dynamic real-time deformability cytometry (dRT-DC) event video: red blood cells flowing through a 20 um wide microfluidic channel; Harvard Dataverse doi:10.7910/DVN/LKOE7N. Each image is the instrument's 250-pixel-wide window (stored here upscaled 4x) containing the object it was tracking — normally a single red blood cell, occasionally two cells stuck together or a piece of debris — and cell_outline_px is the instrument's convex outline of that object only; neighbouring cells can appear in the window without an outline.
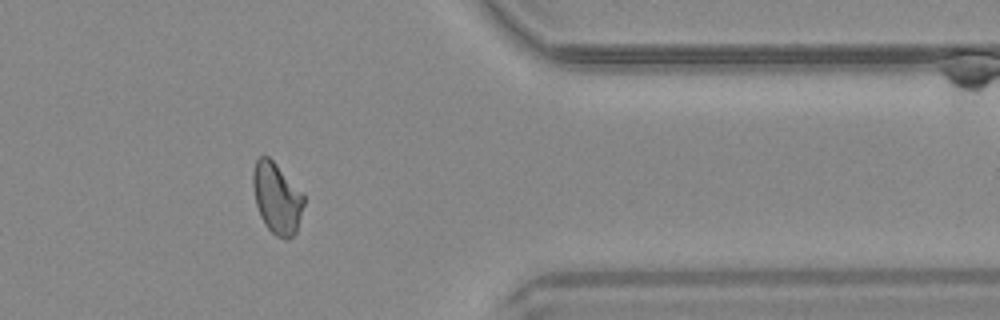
{"species": "common noctule bat (a hibernating species)", "species_latin": "Nyctalus noctula", "temperature_condition": "warm", "stored_images_in_passage": 29, "camera_frame_rate_fps": 3000, "um_per_image_px": 0.085, "animal": {"sex": "male", "body_mass_g": 20.4}, "frame": {"image": 1, "passage_image": 21, "time_ms": 6.667, "image_size_px": [1000, 320], "cell_outline_px": [[304, 204], [296, 232], [288, 240], [276, 236], [264, 224], [260, 216], [256, 204], [252, 184], [252, 172], [256, 160], [260, 156], [268, 156], [276, 164], [304, 196]], "centroid_in_image_um": [23.51, 16.86], "position_along_channel_um": 387.9, "area_um2": 20.81}}